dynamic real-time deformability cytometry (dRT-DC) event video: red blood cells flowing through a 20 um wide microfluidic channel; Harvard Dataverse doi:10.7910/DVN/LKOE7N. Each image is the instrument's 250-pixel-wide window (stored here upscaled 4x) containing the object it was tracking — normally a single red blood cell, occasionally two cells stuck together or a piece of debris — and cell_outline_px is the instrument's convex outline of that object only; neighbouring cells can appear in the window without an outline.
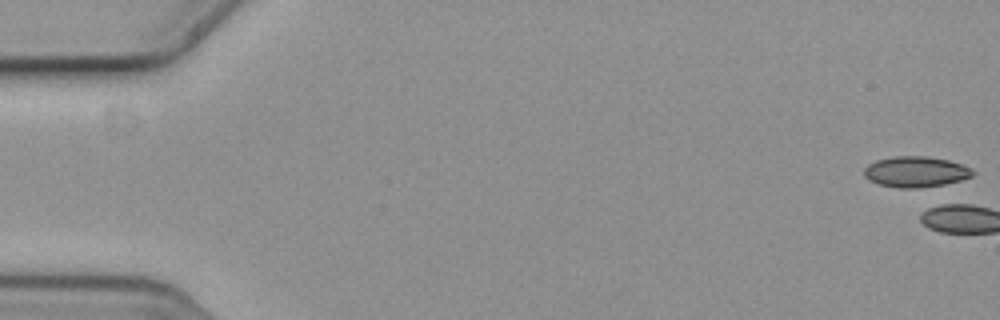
{"species": "common noctule bat (a hibernating species)", "species_latin": "Nyctalus noctula", "temperature_condition": "cold", "stored_images_in_passage": 3, "camera_frame_rate_fps": 3000, "um_per_image_px": 0.085, "animal": {"sex": "female", "body_mass_g": 19.3, "forearm_length_mm": 54.1}, "frame": {"image": 1, "passage_image": 1, "time_ms": 0.0, "image_size_px": [1000, 320], "cell_outline_px": [[976, 172], [972, 176], [960, 180], [944, 184], [916, 188], [900, 188], [880, 184], [868, 180], [864, 176], [864, 168], [868, 164], [876, 160], [892, 156], [928, 156], [948, 160], [972, 168]], "centroid_in_image_um": [77.82, 14.59], "position_along_channel_um": 7.2, "area_um2": 19.48}}